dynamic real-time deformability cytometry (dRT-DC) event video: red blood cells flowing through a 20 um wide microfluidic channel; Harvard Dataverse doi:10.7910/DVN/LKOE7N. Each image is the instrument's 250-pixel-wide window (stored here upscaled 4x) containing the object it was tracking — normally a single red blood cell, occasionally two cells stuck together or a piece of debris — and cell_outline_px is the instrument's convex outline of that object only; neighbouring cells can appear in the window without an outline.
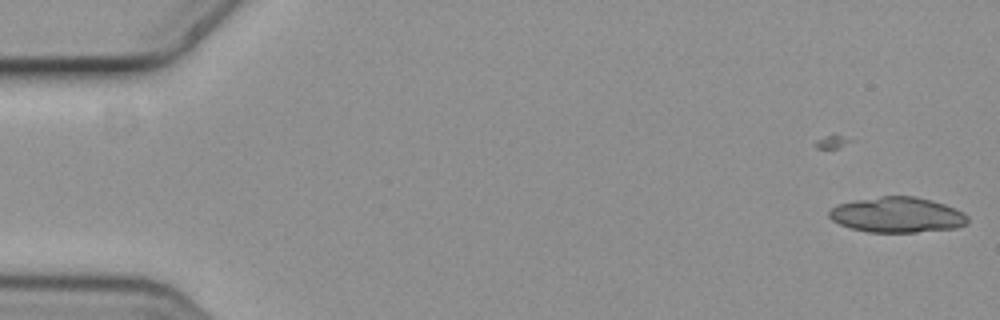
{"species": "common noctule bat (a hibernating species)", "species_latin": "Nyctalus noctula", "temperature_condition": "cold", "stored_images_in_passage": 5, "camera_frame_rate_fps": 3000, "um_per_image_px": 0.085, "animal": {"sex": "female", "body_mass_g": 19.3, "forearm_length_mm": 54.1}, "frame": {"image": 1, "passage_image": 1, "time_ms": 0.0, "image_size_px": [1000, 320], "cell_outline_px": [[968, 224], [956, 228], [916, 232], [868, 232], [852, 228], [840, 224], [832, 220], [828, 216], [828, 212], [836, 204], [856, 200], [880, 196], [916, 196], [932, 200], [956, 208], [964, 212], [968, 216]], "centroid_in_image_um": [76.29, 18.26], "position_along_channel_um": 8.7, "area_um2": 28.73}}